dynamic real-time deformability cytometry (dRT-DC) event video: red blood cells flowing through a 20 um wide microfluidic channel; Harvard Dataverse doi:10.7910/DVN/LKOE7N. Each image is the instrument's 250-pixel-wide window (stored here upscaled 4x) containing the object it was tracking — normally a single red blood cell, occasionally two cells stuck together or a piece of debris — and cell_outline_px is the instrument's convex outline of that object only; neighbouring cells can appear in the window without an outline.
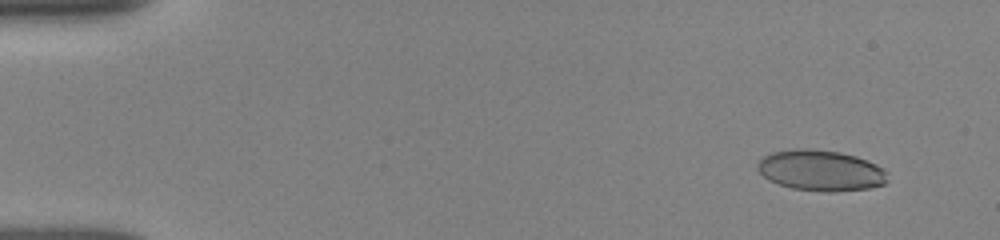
{"species": "human", "species_latin": "Homo sapiens", "temperature_condition": "room temperature", "stored_images_in_passage": 106, "camera_frame_rate_fps": 3000, "um_per_image_px": 0.085, "donor": {"sex": "female"}, "frame": {"image": 1, "passage_image": 5, "time_ms": 1.0, "image_size_px": [1000, 240], "cell_outline_px": [[888, 180], [884, 184], [868, 188], [832, 192], [824, 192], [792, 188], [768, 180], [756, 168], [756, 164], [764, 156], [772, 152], [796, 148], [804, 148], [840, 152], [856, 156], [868, 160], [884, 168], [888, 172]], "centroid_in_image_um": [69.78, 14.49], "position_along_channel_um": 15.2, "area_um2": 31.1}}
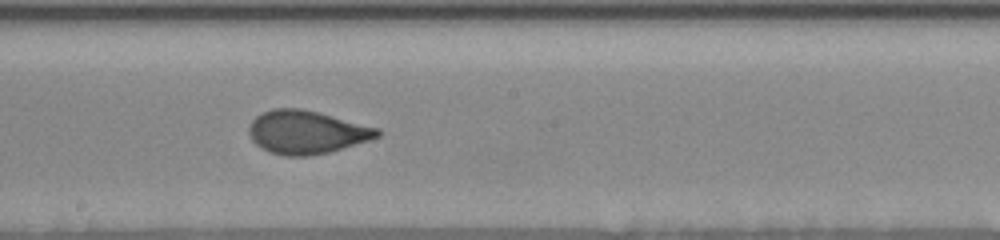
{"frame": {"image": 2, "passage_image": 61, "time_ms": 9.333, "image_size_px": [1000, 240], "cell_outline_px": [[380, 136], [368, 140], [328, 152], [308, 156], [284, 156], [268, 152], [256, 144], [252, 140], [248, 132], [248, 128], [252, 120], [256, 116], [272, 108], [300, 108], [320, 112], [380, 128]], "centroid_in_image_um": [26.04, 11.22], "position_along_channel_um": 222.2, "area_um2": 32.43}}
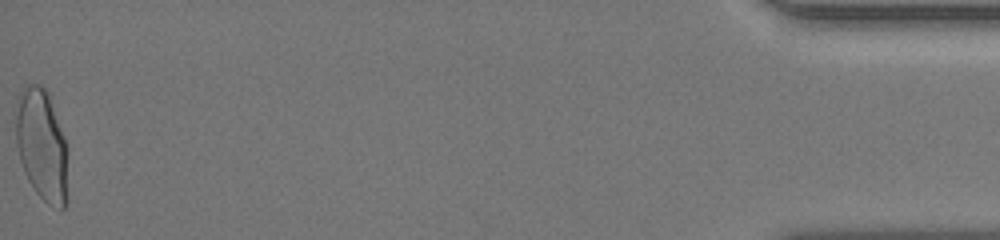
{"frame": {"image": 3, "passage_image": 104, "time_ms": 17.0, "image_size_px": [1000, 240], "cell_outline_px": [[68, 200], [64, 208], [52, 208], [36, 192], [28, 180], [24, 172], [20, 160], [16, 144], [12, 112], [20, 92], [24, 84], [40, 84], [48, 92], [68, 148]], "centroid_in_image_um": [3.54, 12.32], "position_along_channel_um": 431.7, "area_um2": 35.2}, "authors_computed_cell_mechanics": {"area_um2": 31.79, "velocity_mm_per_s": 3.8956, "shape_relaxation_time_tau1_ms": 4.6596, "shape_relaxation_time_tau2_ms": null, "deformation_change_tau1": 0.1682, "deformation_change_tau2": null}}